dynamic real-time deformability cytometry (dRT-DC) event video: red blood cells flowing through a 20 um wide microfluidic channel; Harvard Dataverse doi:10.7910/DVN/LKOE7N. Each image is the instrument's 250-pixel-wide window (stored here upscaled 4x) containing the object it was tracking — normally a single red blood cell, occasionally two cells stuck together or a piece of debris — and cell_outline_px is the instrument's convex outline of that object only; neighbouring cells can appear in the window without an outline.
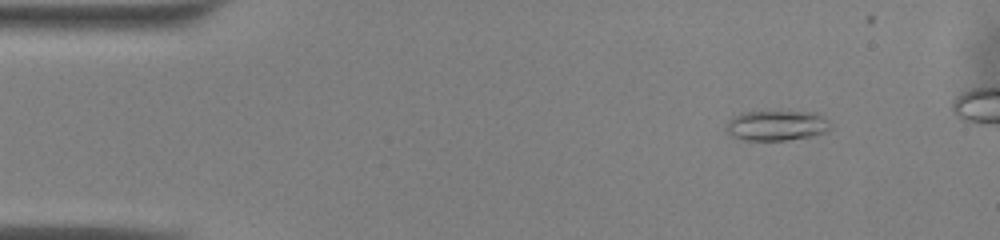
{"species": "common noctule bat (a hibernating species)", "species_latin": "Nyctalus noctula", "temperature_condition": "warm", "stored_images_in_passage": 17, "camera_frame_rate_fps": 3000, "um_per_image_px": 0.085, "animal": {"sex": "male", "body_mass_g": 13.0, "forearm_length_mm": 53.1}, "frame": {"image": 1, "passage_image": 1, "time_ms": 0.0, "image_size_px": [1000, 240], "cell_outline_px": [[832, 128], [828, 132], [812, 136], [788, 140], [740, 140], [732, 136], [724, 128], [728, 120], [740, 112], [816, 112], [824, 116], [828, 120]], "centroid_in_image_um": [66.03, 10.67], "position_along_channel_um": 19.0, "area_um2": 18.61}}
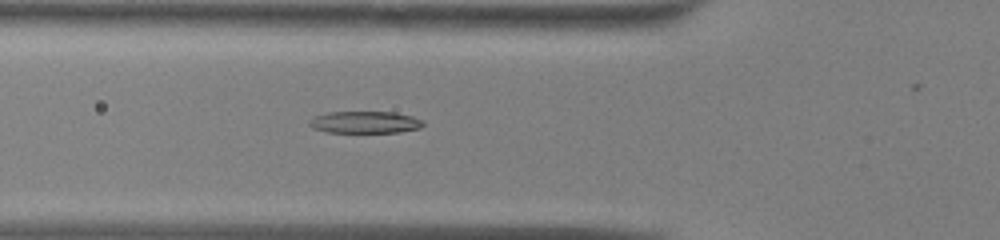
{"frame": {"image": 2, "passage_image": 13, "time_ms": 4.0, "image_size_px": [1000, 240], "cell_outline_px": [[424, 124], [420, 128], [400, 132], [324, 132], [312, 128], [308, 124], [308, 120], [312, 116], [328, 112], [396, 112], [412, 116], [424, 120]], "centroid_in_image_um": [30.99, 10.38], "position_along_channel_um": 94.8, "area_um2": 14.8}}